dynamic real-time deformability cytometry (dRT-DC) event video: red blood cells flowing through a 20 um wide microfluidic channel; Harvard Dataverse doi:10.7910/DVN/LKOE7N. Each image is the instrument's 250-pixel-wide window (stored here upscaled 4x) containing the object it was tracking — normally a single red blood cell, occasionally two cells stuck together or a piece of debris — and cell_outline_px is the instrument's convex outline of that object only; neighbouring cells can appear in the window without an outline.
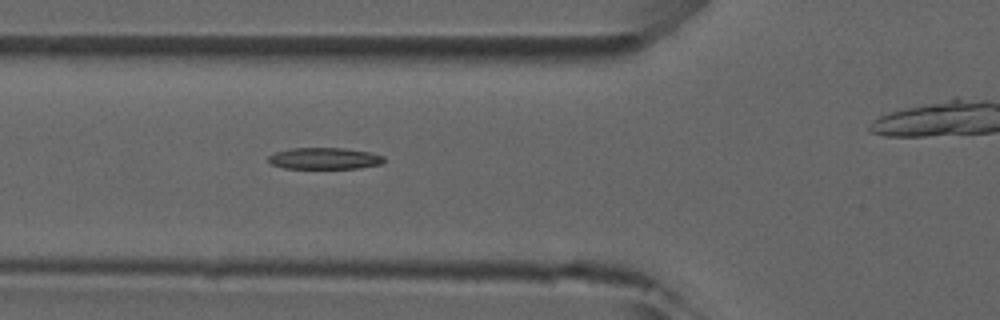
{"species": "common noctule bat (a hibernating species)", "species_latin": "Nyctalus noctula", "temperature_condition": "room temperature", "stored_images_in_passage": 40, "camera_frame_rate_fps": 3000, "um_per_image_px": 0.085, "animal": {"sex": "male", "forearm_length_mm": 52.5}, "frame": {"image": 1, "passage_image": 18, "time_ms": 5.667, "image_size_px": [1000, 320], "cell_outline_px": [[384, 160], [380, 164], [360, 168], [284, 168], [272, 164], [268, 160], [268, 156], [276, 152], [292, 148], [344, 148], [368, 152], [384, 156]], "centroid_in_image_um": [27.57, 13.46], "position_along_channel_um": 98.2, "area_um2": 14.33}}